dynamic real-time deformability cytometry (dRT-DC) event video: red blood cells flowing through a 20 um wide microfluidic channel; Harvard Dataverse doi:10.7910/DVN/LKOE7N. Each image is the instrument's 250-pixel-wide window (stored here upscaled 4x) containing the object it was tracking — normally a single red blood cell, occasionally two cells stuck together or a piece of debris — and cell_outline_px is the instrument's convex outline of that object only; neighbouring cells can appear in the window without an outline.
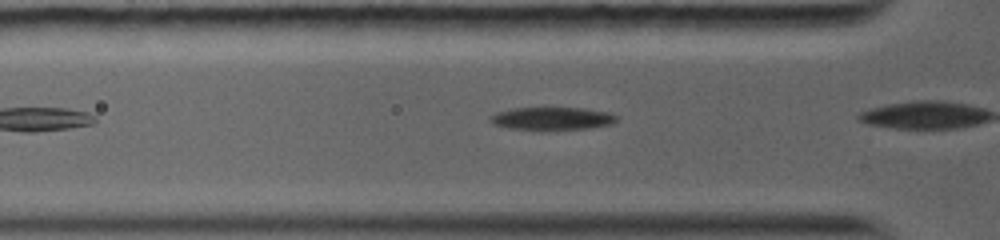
{"species": "common noctule bat (a hibernating species)", "species_latin": "Nyctalus noctula", "temperature_condition": "warm", "stored_images_in_passage": 17, "camera_frame_rate_fps": 5000, "um_per_image_px": 0.085, "animal": {"sex": "female", "body_mass_g": 19.0, "forearm_length_mm": 56.7}, "frame": {"image": 1, "passage_image": 3, "time_ms": 0.4, "image_size_px": [1000, 240], "cell_outline_px": [[620, 116], [612, 124], [588, 128], [544, 132], [508, 128], [492, 124], [488, 120], [488, 116], [496, 112], [512, 108], [544, 104], [584, 108], [608, 112]], "centroid_in_image_um": [46.85, 10.05], "position_along_channel_um": 78.9, "area_um2": 18.61}}